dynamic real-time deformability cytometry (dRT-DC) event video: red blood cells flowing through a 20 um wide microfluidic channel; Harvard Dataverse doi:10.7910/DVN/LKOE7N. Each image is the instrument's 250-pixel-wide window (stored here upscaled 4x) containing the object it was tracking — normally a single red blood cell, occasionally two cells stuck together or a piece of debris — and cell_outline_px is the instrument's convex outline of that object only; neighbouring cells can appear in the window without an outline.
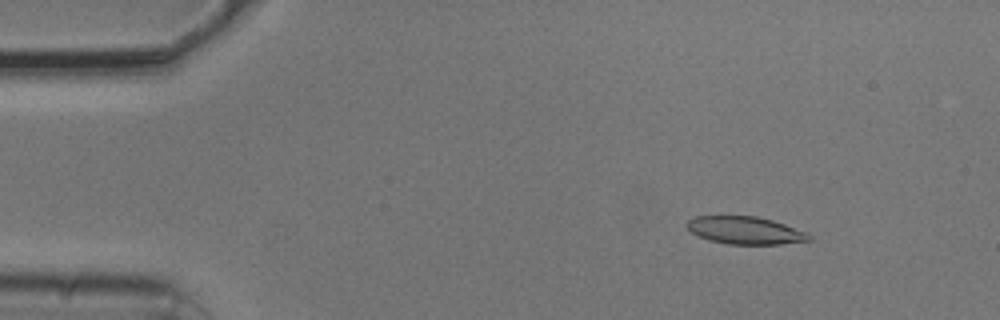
{"species": "common noctule bat (a hibernating species)", "species_latin": "Nyctalus noctula", "temperature_condition": "cold", "stored_images_in_passage": 53, "camera_frame_rate_fps": 3000, "um_per_image_px": 0.085, "animal": {"sex": "male", "body_mass_g": 20.5, "forearm_length_mm": 52.5}, "frame": {"image": 1, "passage_image": 7, "time_ms": 2.0, "image_size_px": [1000, 320], "cell_outline_px": [[812, 240], [780, 244], [728, 244], [708, 240], [692, 232], [688, 228], [688, 220], [696, 216], [756, 216], [772, 220], [808, 232], [812, 236]], "centroid_in_image_um": [63.39, 19.58], "position_along_channel_um": 21.6, "area_um2": 19.54}}
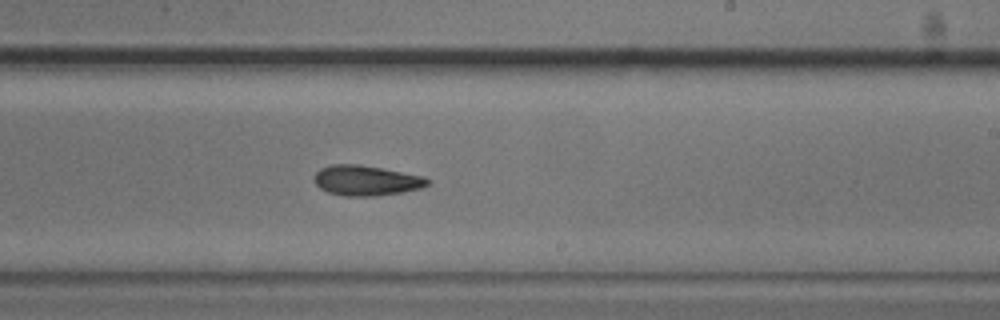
{"frame": {"image": 2, "passage_image": 32, "time_ms": 10.333, "image_size_px": [1000, 320], "cell_outline_px": [[432, 180], [428, 184], [420, 188], [400, 192], [376, 196], [344, 196], [328, 192], [320, 188], [312, 180], [316, 172], [320, 168], [332, 164], [360, 164], [424, 176]], "centroid_in_image_um": [31.1, 15.33], "position_along_channel_um": 257.9, "area_um2": 20.0}}
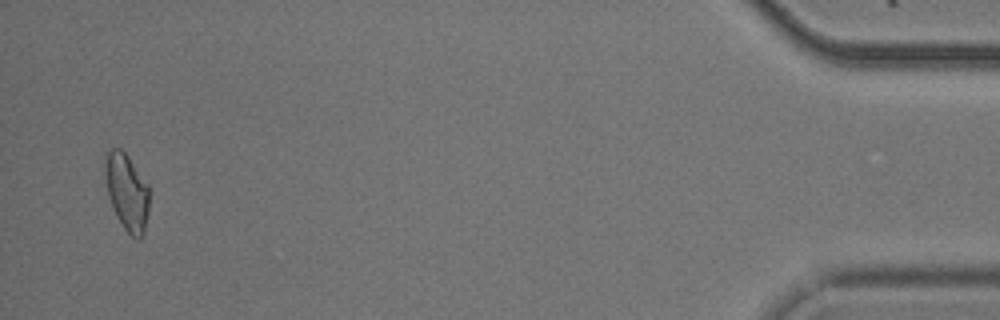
{"frame": {"image": 3, "passage_image": 52, "time_ms": 17.0, "image_size_px": [1000, 320], "cell_outline_px": [[148, 212], [144, 232], [136, 240], [124, 228], [108, 196], [104, 172], [104, 168], [108, 152], [112, 148], [120, 148], [128, 156], [148, 184]], "centroid_in_image_um": [10.79, 16.29], "position_along_channel_um": 424.4, "area_um2": 19.31}, "authors_computed_cell_mechanics": {"area_um2": 19.7098, "velocity_mm_per_s": 3.7694, "shape_relaxation_time_tau1_ms": 3.839, "shape_relaxation_time_tau2_ms": 4.7647, "deformation_change_tau1": 0.116, "deformation_change_tau2": 0.1207}}